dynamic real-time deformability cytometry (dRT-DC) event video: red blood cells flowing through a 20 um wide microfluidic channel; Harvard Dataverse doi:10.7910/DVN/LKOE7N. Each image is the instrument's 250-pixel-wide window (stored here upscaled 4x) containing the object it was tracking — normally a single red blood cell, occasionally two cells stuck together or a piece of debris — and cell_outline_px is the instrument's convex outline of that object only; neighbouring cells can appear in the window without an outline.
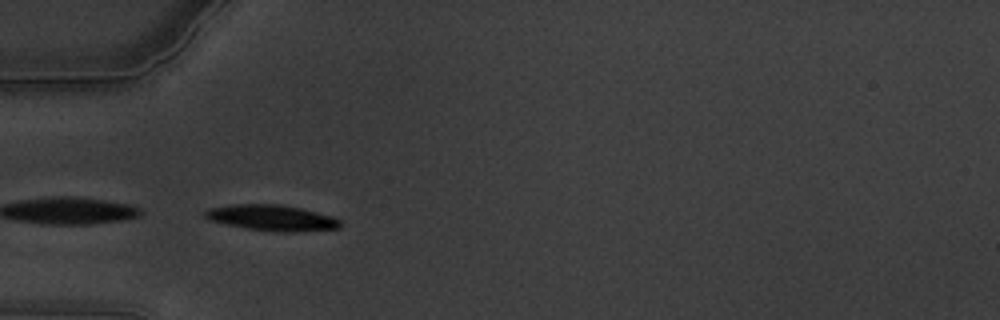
{"species": "common noctule bat (a hibernating species)", "species_latin": "Nyctalus noctula", "temperature_condition": "warm", "stored_images_in_passage": 4, "camera_frame_rate_fps": 3000, "um_per_image_px": 0.085, "animal": {"sex": "male", "body_mass_g": 19.5, "forearm_length_mm": 54.6}, "frame": {"image": 1, "passage_image": 1, "time_ms": 0.0, "image_size_px": [1000, 320], "cell_outline_px": [[336, 224], [304, 228], [284, 228], [248, 224], [228, 220], [216, 216], [212, 212], [236, 208], [280, 208], [300, 212], [332, 220]], "centroid_in_image_um": [23.23, 18.51], "position_along_channel_um": 61.8, "area_um2": 11.91}}